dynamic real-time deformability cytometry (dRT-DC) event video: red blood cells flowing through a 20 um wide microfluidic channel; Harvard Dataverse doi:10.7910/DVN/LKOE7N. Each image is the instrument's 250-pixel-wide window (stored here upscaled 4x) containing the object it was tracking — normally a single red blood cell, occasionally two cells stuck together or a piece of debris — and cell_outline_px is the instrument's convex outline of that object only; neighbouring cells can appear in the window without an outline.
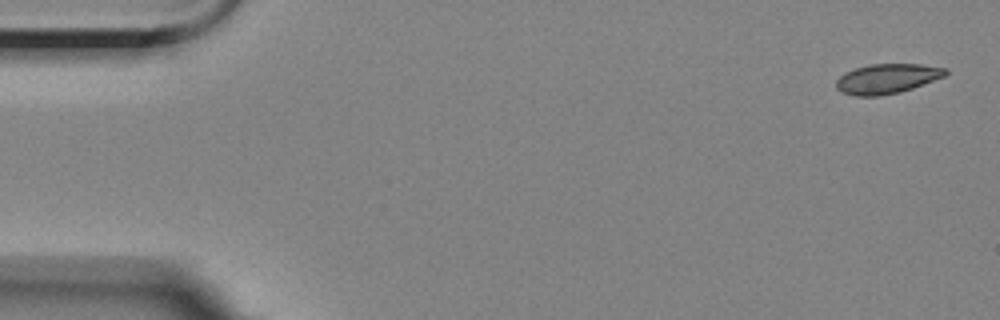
{"species": "Egyptian fruit bat (a non-hibernating species)", "species_latin": "Rousettus aegyptiacus", "temperature_condition": "room temperature", "stored_images_in_passage": 6, "camera_frame_rate_fps": 3000, "um_per_image_px": 0.085, "animal": {"sex": "female"}, "frame": {"image": 1, "passage_image": 1, "time_ms": 0.0, "image_size_px": [1000, 320], "cell_outline_px": [[948, 72], [944, 76], [912, 88], [900, 92], [876, 96], [856, 96], [840, 92], [836, 88], [836, 80], [844, 72], [868, 64], [920, 64], [948, 68]], "centroid_in_image_um": [75.37, 6.68], "position_along_channel_um": 9.6, "area_um2": 18.96}}
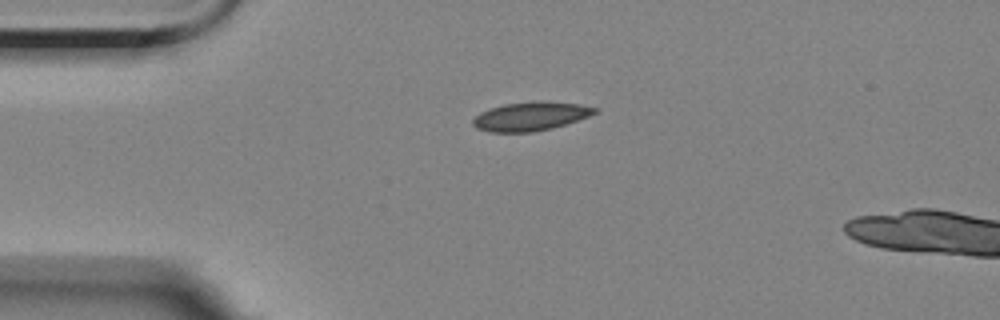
{"frame": {"image": 2, "passage_image": 4, "time_ms": 3.667, "image_size_px": [1000, 320], "cell_outline_px": [[596, 112], [588, 116], [552, 128], [532, 132], [488, 132], [476, 128], [472, 124], [472, 120], [480, 112], [488, 108], [504, 104], [540, 100], [548, 100], [580, 104], [596, 108]], "centroid_in_image_um": [45.05, 9.87], "position_along_channel_um": 39.9, "area_um2": 20.52}}